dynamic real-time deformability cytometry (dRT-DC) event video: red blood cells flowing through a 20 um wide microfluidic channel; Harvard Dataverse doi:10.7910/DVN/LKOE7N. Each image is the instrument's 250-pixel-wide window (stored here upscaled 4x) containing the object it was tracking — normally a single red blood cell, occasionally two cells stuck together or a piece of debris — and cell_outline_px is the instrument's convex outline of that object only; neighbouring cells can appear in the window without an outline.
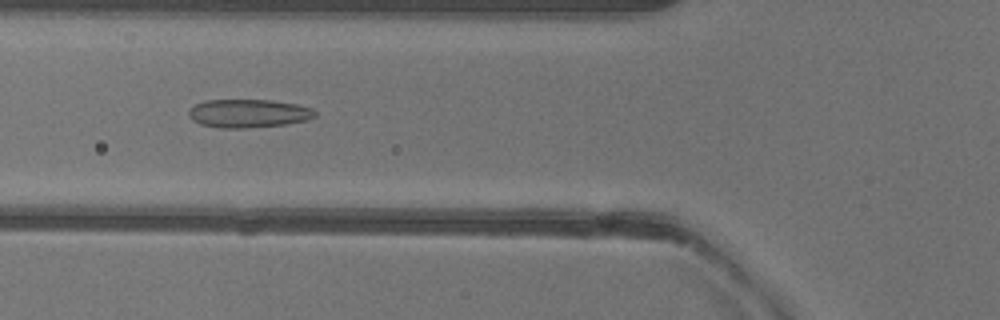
{"species": "common noctule bat (a hibernating species)", "species_latin": "Nyctalus noctula", "temperature_condition": "warm", "stored_images_in_passage": 51, "camera_frame_rate_fps": 3000, "um_per_image_px": 0.085, "animal": {"sex": "female"}, "frame": {"image": 1, "passage_image": 19, "time_ms": 6.0, "image_size_px": [1000, 320], "cell_outline_px": [[316, 116], [308, 120], [284, 124], [248, 128], [220, 128], [200, 124], [192, 120], [188, 116], [188, 108], [204, 100], [272, 100], [296, 104], [312, 108], [316, 112]], "centroid_in_image_um": [21.09, 9.64], "position_along_channel_um": 104.7, "area_um2": 21.04}}
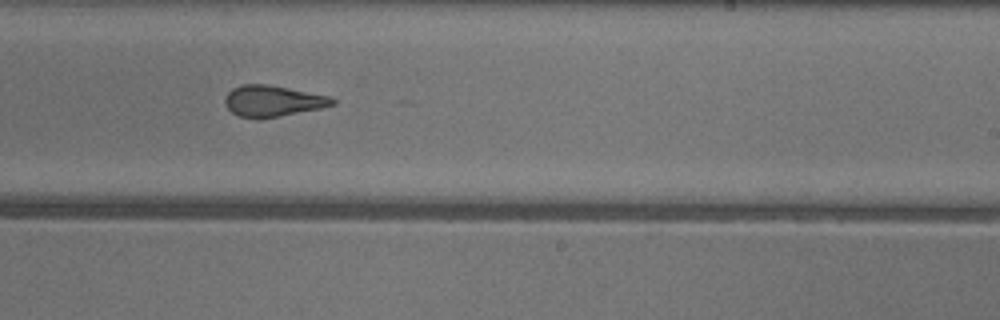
{"frame": {"image": 2, "passage_image": 31, "time_ms": 10.0, "image_size_px": [1000, 320], "cell_outline_px": [[336, 104], [320, 108], [280, 116], [240, 116], [232, 112], [224, 104], [224, 100], [228, 92], [232, 88], [240, 84], [268, 84], [332, 96], [336, 100]], "centroid_in_image_um": [23.22, 8.54], "position_along_channel_um": 265.8, "area_um2": 19.19}}
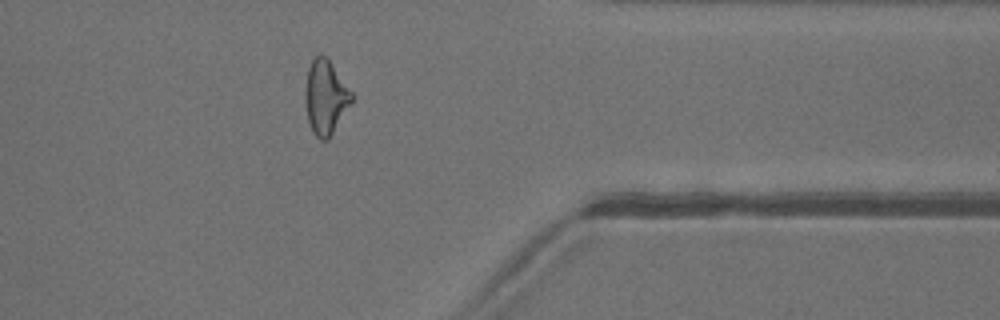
{"frame": {"image": 3, "passage_image": 41, "time_ms": 13.333, "image_size_px": [1000, 320], "cell_outline_px": [[352, 100], [328, 140], [320, 140], [316, 136], [308, 120], [304, 100], [304, 92], [308, 68], [312, 60], [320, 52], [328, 60], [352, 92]], "centroid_in_image_um": [27.63, 8.26], "position_along_channel_um": 383.8, "area_um2": 19.65}, "authors_computed_cell_mechanics": {"area_um2": 20.6924, "velocity_mm_per_s": 4.0198, "shape_relaxation_time_tau1_ms": null, "shape_relaxation_time_tau2_ms": 1.6519, "deformation_change_tau1": null, "deformation_change_tau2": 0.1029}}